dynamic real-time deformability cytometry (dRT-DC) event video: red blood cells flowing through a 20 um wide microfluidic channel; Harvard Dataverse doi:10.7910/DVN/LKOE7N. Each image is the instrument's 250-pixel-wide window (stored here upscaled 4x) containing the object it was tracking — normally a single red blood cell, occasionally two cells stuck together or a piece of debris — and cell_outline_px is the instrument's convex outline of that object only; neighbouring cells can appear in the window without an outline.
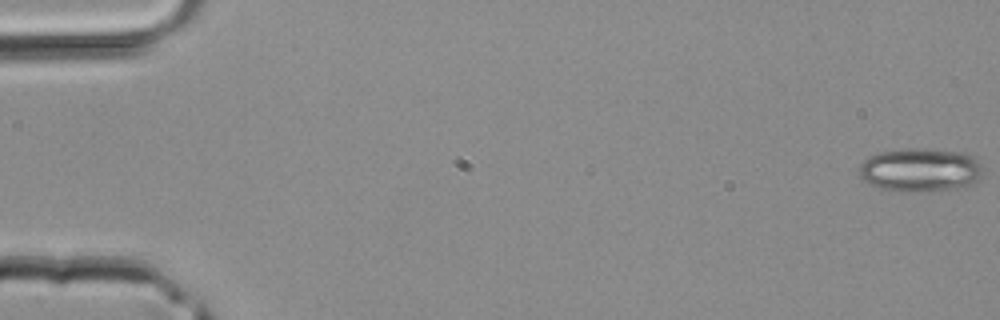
{"species": "common noctule bat (a hibernating species)", "species_latin": "Nyctalus noctula", "temperature_condition": "room temperature", "stored_images_in_passage": 42, "camera_frame_rate_fps": 3000, "um_per_image_px": 0.085, "animal": {"sex": "male", "body_mass_g": 20.4}, "frame": {"image": 1, "passage_image": 1, "time_ms": 0.0, "image_size_px": [1000, 320], "cell_outline_px": [[980, 176], [976, 180], [964, 188], [916, 192], [900, 192], [876, 188], [868, 184], [860, 176], [860, 164], [868, 156], [880, 152], [904, 148], [924, 148], [964, 152], [976, 156], [980, 160]], "centroid_in_image_um": [78.21, 14.44], "position_along_channel_um": 6.8, "area_um2": 32.02}}
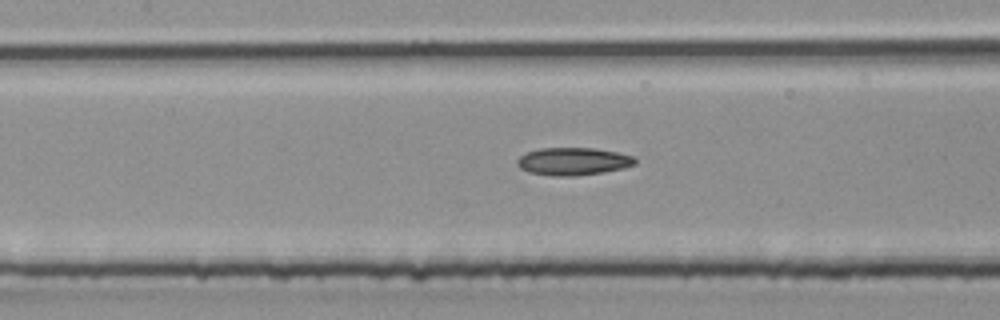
{"frame": {"image": 2, "passage_image": 20, "time_ms": 6.333, "image_size_px": [1000, 320], "cell_outline_px": [[636, 164], [624, 168], [604, 172], [576, 176], [552, 176], [528, 172], [520, 168], [516, 164], [516, 160], [520, 156], [528, 152], [540, 148], [596, 148], [636, 156]], "centroid_in_image_um": [48.73, 13.72], "position_along_channel_um": 158.7, "area_um2": 19.19}}
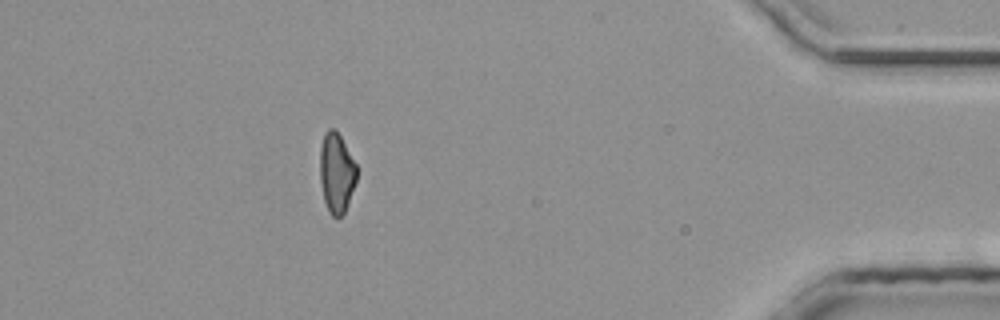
{"frame": {"image": 3, "passage_image": 38, "time_ms": 12.333, "image_size_px": [1000, 320], "cell_outline_px": [[356, 180], [344, 212], [336, 220], [328, 212], [324, 200], [320, 180], [320, 148], [324, 132], [328, 128], [332, 128], [340, 136], [356, 164]], "centroid_in_image_um": [28.57, 14.7], "position_along_channel_um": 406.6, "area_um2": 16.94}}